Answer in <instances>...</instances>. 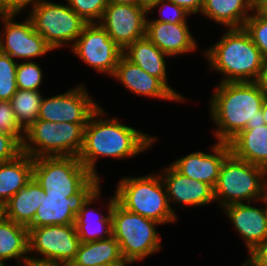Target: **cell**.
I'll return each instance as SVG.
<instances>
[{"instance_id": "45", "label": "cell", "mask_w": 267, "mask_h": 266, "mask_svg": "<svg viewBox=\"0 0 267 266\" xmlns=\"http://www.w3.org/2000/svg\"><path fill=\"white\" fill-rule=\"evenodd\" d=\"M5 217L4 205L0 203V220Z\"/></svg>"}, {"instance_id": "32", "label": "cell", "mask_w": 267, "mask_h": 266, "mask_svg": "<svg viewBox=\"0 0 267 266\" xmlns=\"http://www.w3.org/2000/svg\"><path fill=\"white\" fill-rule=\"evenodd\" d=\"M243 28L261 54L267 58V18L260 12H252Z\"/></svg>"}, {"instance_id": "29", "label": "cell", "mask_w": 267, "mask_h": 266, "mask_svg": "<svg viewBox=\"0 0 267 266\" xmlns=\"http://www.w3.org/2000/svg\"><path fill=\"white\" fill-rule=\"evenodd\" d=\"M42 99L43 94L40 91L20 89L10 99L16 119L24 130L38 119Z\"/></svg>"}, {"instance_id": "44", "label": "cell", "mask_w": 267, "mask_h": 266, "mask_svg": "<svg viewBox=\"0 0 267 266\" xmlns=\"http://www.w3.org/2000/svg\"><path fill=\"white\" fill-rule=\"evenodd\" d=\"M261 111L263 113L265 124L267 125V96L264 99V102L262 104Z\"/></svg>"}, {"instance_id": "21", "label": "cell", "mask_w": 267, "mask_h": 266, "mask_svg": "<svg viewBox=\"0 0 267 266\" xmlns=\"http://www.w3.org/2000/svg\"><path fill=\"white\" fill-rule=\"evenodd\" d=\"M101 194V187H99L83 204V207L76 215L75 228L80 243L105 240L112 237L111 211L117 199L115 193L114 196H110L108 202L105 203L107 213L104 215L103 213L101 214L99 209L96 210L95 207H90L91 204L100 199Z\"/></svg>"}, {"instance_id": "42", "label": "cell", "mask_w": 267, "mask_h": 266, "mask_svg": "<svg viewBox=\"0 0 267 266\" xmlns=\"http://www.w3.org/2000/svg\"><path fill=\"white\" fill-rule=\"evenodd\" d=\"M108 2L114 4L140 5V0H108Z\"/></svg>"}, {"instance_id": "49", "label": "cell", "mask_w": 267, "mask_h": 266, "mask_svg": "<svg viewBox=\"0 0 267 266\" xmlns=\"http://www.w3.org/2000/svg\"><path fill=\"white\" fill-rule=\"evenodd\" d=\"M0 266H5V264L0 260Z\"/></svg>"}, {"instance_id": "41", "label": "cell", "mask_w": 267, "mask_h": 266, "mask_svg": "<svg viewBox=\"0 0 267 266\" xmlns=\"http://www.w3.org/2000/svg\"><path fill=\"white\" fill-rule=\"evenodd\" d=\"M253 12H259L267 5V0H249Z\"/></svg>"}, {"instance_id": "13", "label": "cell", "mask_w": 267, "mask_h": 266, "mask_svg": "<svg viewBox=\"0 0 267 266\" xmlns=\"http://www.w3.org/2000/svg\"><path fill=\"white\" fill-rule=\"evenodd\" d=\"M84 84L55 96L43 97L38 119L54 123L69 122L85 127L100 107L88 94Z\"/></svg>"}, {"instance_id": "46", "label": "cell", "mask_w": 267, "mask_h": 266, "mask_svg": "<svg viewBox=\"0 0 267 266\" xmlns=\"http://www.w3.org/2000/svg\"><path fill=\"white\" fill-rule=\"evenodd\" d=\"M263 16L267 18V5L259 11Z\"/></svg>"}, {"instance_id": "23", "label": "cell", "mask_w": 267, "mask_h": 266, "mask_svg": "<svg viewBox=\"0 0 267 266\" xmlns=\"http://www.w3.org/2000/svg\"><path fill=\"white\" fill-rule=\"evenodd\" d=\"M230 152L267 170V125L254 126L240 131L229 142Z\"/></svg>"}, {"instance_id": "30", "label": "cell", "mask_w": 267, "mask_h": 266, "mask_svg": "<svg viewBox=\"0 0 267 266\" xmlns=\"http://www.w3.org/2000/svg\"><path fill=\"white\" fill-rule=\"evenodd\" d=\"M18 62L0 52V100L10 101L17 91L16 70Z\"/></svg>"}, {"instance_id": "22", "label": "cell", "mask_w": 267, "mask_h": 266, "mask_svg": "<svg viewBox=\"0 0 267 266\" xmlns=\"http://www.w3.org/2000/svg\"><path fill=\"white\" fill-rule=\"evenodd\" d=\"M123 54L148 74L159 78L181 101L186 97L175 91L167 82L166 57L169 55L161 51L146 36L130 44Z\"/></svg>"}, {"instance_id": "33", "label": "cell", "mask_w": 267, "mask_h": 266, "mask_svg": "<svg viewBox=\"0 0 267 266\" xmlns=\"http://www.w3.org/2000/svg\"><path fill=\"white\" fill-rule=\"evenodd\" d=\"M85 22L99 23L104 10L108 6V0H65Z\"/></svg>"}, {"instance_id": "3", "label": "cell", "mask_w": 267, "mask_h": 266, "mask_svg": "<svg viewBox=\"0 0 267 266\" xmlns=\"http://www.w3.org/2000/svg\"><path fill=\"white\" fill-rule=\"evenodd\" d=\"M204 51L209 67L224 77L220 82H255L265 57L244 28H229Z\"/></svg>"}, {"instance_id": "31", "label": "cell", "mask_w": 267, "mask_h": 266, "mask_svg": "<svg viewBox=\"0 0 267 266\" xmlns=\"http://www.w3.org/2000/svg\"><path fill=\"white\" fill-rule=\"evenodd\" d=\"M43 75L41 67L36 62L32 60L18 62L16 70L17 89L40 91Z\"/></svg>"}, {"instance_id": "5", "label": "cell", "mask_w": 267, "mask_h": 266, "mask_svg": "<svg viewBox=\"0 0 267 266\" xmlns=\"http://www.w3.org/2000/svg\"><path fill=\"white\" fill-rule=\"evenodd\" d=\"M267 170L235 157H225L214 188V199L221 208L231 204L259 202L266 198Z\"/></svg>"}, {"instance_id": "11", "label": "cell", "mask_w": 267, "mask_h": 266, "mask_svg": "<svg viewBox=\"0 0 267 266\" xmlns=\"http://www.w3.org/2000/svg\"><path fill=\"white\" fill-rule=\"evenodd\" d=\"M100 180L101 177L92 176L70 197L68 194L43 192L42 202L27 228L75 224L76 215L83 204L101 187Z\"/></svg>"}, {"instance_id": "6", "label": "cell", "mask_w": 267, "mask_h": 266, "mask_svg": "<svg viewBox=\"0 0 267 266\" xmlns=\"http://www.w3.org/2000/svg\"><path fill=\"white\" fill-rule=\"evenodd\" d=\"M112 236L119 243L128 265L139 262L161 250L157 226L162 225L139 214L127 211L117 201L111 211Z\"/></svg>"}, {"instance_id": "19", "label": "cell", "mask_w": 267, "mask_h": 266, "mask_svg": "<svg viewBox=\"0 0 267 266\" xmlns=\"http://www.w3.org/2000/svg\"><path fill=\"white\" fill-rule=\"evenodd\" d=\"M120 81L133 94L155 99L182 102L159 78L148 74L130 61L124 54L119 58L111 76Z\"/></svg>"}, {"instance_id": "24", "label": "cell", "mask_w": 267, "mask_h": 266, "mask_svg": "<svg viewBox=\"0 0 267 266\" xmlns=\"http://www.w3.org/2000/svg\"><path fill=\"white\" fill-rule=\"evenodd\" d=\"M28 228L4 217L0 220V260H16V266L30 264ZM6 262V263H5Z\"/></svg>"}, {"instance_id": "40", "label": "cell", "mask_w": 267, "mask_h": 266, "mask_svg": "<svg viewBox=\"0 0 267 266\" xmlns=\"http://www.w3.org/2000/svg\"><path fill=\"white\" fill-rule=\"evenodd\" d=\"M256 82L258 83L264 94L267 96V58L264 59L260 76Z\"/></svg>"}, {"instance_id": "26", "label": "cell", "mask_w": 267, "mask_h": 266, "mask_svg": "<svg viewBox=\"0 0 267 266\" xmlns=\"http://www.w3.org/2000/svg\"><path fill=\"white\" fill-rule=\"evenodd\" d=\"M32 177L33 158L26 153L0 163V203L5 205Z\"/></svg>"}, {"instance_id": "4", "label": "cell", "mask_w": 267, "mask_h": 266, "mask_svg": "<svg viewBox=\"0 0 267 266\" xmlns=\"http://www.w3.org/2000/svg\"><path fill=\"white\" fill-rule=\"evenodd\" d=\"M115 196L127 211L139 214L160 224L175 223L178 217L170 208L165 185L160 173L123 177Z\"/></svg>"}, {"instance_id": "27", "label": "cell", "mask_w": 267, "mask_h": 266, "mask_svg": "<svg viewBox=\"0 0 267 266\" xmlns=\"http://www.w3.org/2000/svg\"><path fill=\"white\" fill-rule=\"evenodd\" d=\"M106 264L127 266L119 243L112 236L109 239L80 243L74 261L70 266H93Z\"/></svg>"}, {"instance_id": "1", "label": "cell", "mask_w": 267, "mask_h": 266, "mask_svg": "<svg viewBox=\"0 0 267 266\" xmlns=\"http://www.w3.org/2000/svg\"><path fill=\"white\" fill-rule=\"evenodd\" d=\"M105 114L107 112L100 106L90 117L78 155L81 163L97 177H101L96 170L99 157L132 158L152 148L157 141V137L122 124L117 117L106 118Z\"/></svg>"}, {"instance_id": "50", "label": "cell", "mask_w": 267, "mask_h": 266, "mask_svg": "<svg viewBox=\"0 0 267 266\" xmlns=\"http://www.w3.org/2000/svg\"><path fill=\"white\" fill-rule=\"evenodd\" d=\"M241 266H248V265L243 261V263L241 264Z\"/></svg>"}, {"instance_id": "48", "label": "cell", "mask_w": 267, "mask_h": 266, "mask_svg": "<svg viewBox=\"0 0 267 266\" xmlns=\"http://www.w3.org/2000/svg\"><path fill=\"white\" fill-rule=\"evenodd\" d=\"M93 266H114V265L96 264V265H93Z\"/></svg>"}, {"instance_id": "37", "label": "cell", "mask_w": 267, "mask_h": 266, "mask_svg": "<svg viewBox=\"0 0 267 266\" xmlns=\"http://www.w3.org/2000/svg\"><path fill=\"white\" fill-rule=\"evenodd\" d=\"M44 0H0V15L1 14H14L18 15L23 9H27L31 4L33 9Z\"/></svg>"}, {"instance_id": "14", "label": "cell", "mask_w": 267, "mask_h": 266, "mask_svg": "<svg viewBox=\"0 0 267 266\" xmlns=\"http://www.w3.org/2000/svg\"><path fill=\"white\" fill-rule=\"evenodd\" d=\"M16 16L18 15H0L2 20L0 52L8 54L18 62L19 58L31 61L33 58L45 56L48 52L53 51L45 39L34 30L28 17L19 23L14 20Z\"/></svg>"}, {"instance_id": "12", "label": "cell", "mask_w": 267, "mask_h": 266, "mask_svg": "<svg viewBox=\"0 0 267 266\" xmlns=\"http://www.w3.org/2000/svg\"><path fill=\"white\" fill-rule=\"evenodd\" d=\"M70 50L94 71L110 78L123 54L99 23L87 24Z\"/></svg>"}, {"instance_id": "34", "label": "cell", "mask_w": 267, "mask_h": 266, "mask_svg": "<svg viewBox=\"0 0 267 266\" xmlns=\"http://www.w3.org/2000/svg\"><path fill=\"white\" fill-rule=\"evenodd\" d=\"M154 8L159 9V18L151 19L147 17L146 21H158V22H167V23H188L187 17L191 15L182 7H179L175 3H172L169 0H162L148 9V13L154 11ZM167 9V10H165ZM151 19V20H150Z\"/></svg>"}, {"instance_id": "38", "label": "cell", "mask_w": 267, "mask_h": 266, "mask_svg": "<svg viewBox=\"0 0 267 266\" xmlns=\"http://www.w3.org/2000/svg\"><path fill=\"white\" fill-rule=\"evenodd\" d=\"M248 266H267V240L258 244L244 261Z\"/></svg>"}, {"instance_id": "35", "label": "cell", "mask_w": 267, "mask_h": 266, "mask_svg": "<svg viewBox=\"0 0 267 266\" xmlns=\"http://www.w3.org/2000/svg\"><path fill=\"white\" fill-rule=\"evenodd\" d=\"M0 132L14 136L21 144H23L25 130L17 121L10 101L0 100Z\"/></svg>"}, {"instance_id": "15", "label": "cell", "mask_w": 267, "mask_h": 266, "mask_svg": "<svg viewBox=\"0 0 267 266\" xmlns=\"http://www.w3.org/2000/svg\"><path fill=\"white\" fill-rule=\"evenodd\" d=\"M148 10L142 5L109 3L99 24L124 51L137 39L146 36Z\"/></svg>"}, {"instance_id": "16", "label": "cell", "mask_w": 267, "mask_h": 266, "mask_svg": "<svg viewBox=\"0 0 267 266\" xmlns=\"http://www.w3.org/2000/svg\"><path fill=\"white\" fill-rule=\"evenodd\" d=\"M160 172L170 208L176 216L178 214L172 207L173 204L181 205L183 208L184 206L186 208L187 206L201 207L210 203L214 204V189L207 183L182 175L171 164L165 166Z\"/></svg>"}, {"instance_id": "43", "label": "cell", "mask_w": 267, "mask_h": 266, "mask_svg": "<svg viewBox=\"0 0 267 266\" xmlns=\"http://www.w3.org/2000/svg\"><path fill=\"white\" fill-rule=\"evenodd\" d=\"M162 0H140V5H142L147 10L154 4L161 2Z\"/></svg>"}, {"instance_id": "10", "label": "cell", "mask_w": 267, "mask_h": 266, "mask_svg": "<svg viewBox=\"0 0 267 266\" xmlns=\"http://www.w3.org/2000/svg\"><path fill=\"white\" fill-rule=\"evenodd\" d=\"M93 175L75 156L33 158V177L44 192L76 193Z\"/></svg>"}, {"instance_id": "25", "label": "cell", "mask_w": 267, "mask_h": 266, "mask_svg": "<svg viewBox=\"0 0 267 266\" xmlns=\"http://www.w3.org/2000/svg\"><path fill=\"white\" fill-rule=\"evenodd\" d=\"M43 192L41 185L32 177L26 186L4 205L5 217L28 227L33 222L36 210L42 202Z\"/></svg>"}, {"instance_id": "9", "label": "cell", "mask_w": 267, "mask_h": 266, "mask_svg": "<svg viewBox=\"0 0 267 266\" xmlns=\"http://www.w3.org/2000/svg\"><path fill=\"white\" fill-rule=\"evenodd\" d=\"M28 243L30 264L70 266L80 240L75 224L50 225L28 228Z\"/></svg>"}, {"instance_id": "47", "label": "cell", "mask_w": 267, "mask_h": 266, "mask_svg": "<svg viewBox=\"0 0 267 266\" xmlns=\"http://www.w3.org/2000/svg\"><path fill=\"white\" fill-rule=\"evenodd\" d=\"M36 266H59V265H45V264H36Z\"/></svg>"}, {"instance_id": "2", "label": "cell", "mask_w": 267, "mask_h": 266, "mask_svg": "<svg viewBox=\"0 0 267 266\" xmlns=\"http://www.w3.org/2000/svg\"><path fill=\"white\" fill-rule=\"evenodd\" d=\"M265 97L256 81L219 82L209 102L217 142L228 143L244 129L265 125L261 111Z\"/></svg>"}, {"instance_id": "28", "label": "cell", "mask_w": 267, "mask_h": 266, "mask_svg": "<svg viewBox=\"0 0 267 266\" xmlns=\"http://www.w3.org/2000/svg\"><path fill=\"white\" fill-rule=\"evenodd\" d=\"M249 0H205L201 15L229 28H243L252 13Z\"/></svg>"}, {"instance_id": "36", "label": "cell", "mask_w": 267, "mask_h": 266, "mask_svg": "<svg viewBox=\"0 0 267 266\" xmlns=\"http://www.w3.org/2000/svg\"><path fill=\"white\" fill-rule=\"evenodd\" d=\"M22 153V144L12 135L0 132V163L13 160Z\"/></svg>"}, {"instance_id": "18", "label": "cell", "mask_w": 267, "mask_h": 266, "mask_svg": "<svg viewBox=\"0 0 267 266\" xmlns=\"http://www.w3.org/2000/svg\"><path fill=\"white\" fill-rule=\"evenodd\" d=\"M211 153L195 151L170 163L182 175L198 180L215 188L221 165L230 153L229 143L211 144Z\"/></svg>"}, {"instance_id": "7", "label": "cell", "mask_w": 267, "mask_h": 266, "mask_svg": "<svg viewBox=\"0 0 267 266\" xmlns=\"http://www.w3.org/2000/svg\"><path fill=\"white\" fill-rule=\"evenodd\" d=\"M83 137L84 127L81 124L37 119L25 130L22 152L32 158L78 157L83 146Z\"/></svg>"}, {"instance_id": "17", "label": "cell", "mask_w": 267, "mask_h": 266, "mask_svg": "<svg viewBox=\"0 0 267 266\" xmlns=\"http://www.w3.org/2000/svg\"><path fill=\"white\" fill-rule=\"evenodd\" d=\"M260 202L266 204V207L252 206V202H247L222 208L239 236L241 235L248 253L267 240V197Z\"/></svg>"}, {"instance_id": "20", "label": "cell", "mask_w": 267, "mask_h": 266, "mask_svg": "<svg viewBox=\"0 0 267 266\" xmlns=\"http://www.w3.org/2000/svg\"><path fill=\"white\" fill-rule=\"evenodd\" d=\"M189 29L188 23L146 21V37L170 57L197 50L198 41Z\"/></svg>"}, {"instance_id": "8", "label": "cell", "mask_w": 267, "mask_h": 266, "mask_svg": "<svg viewBox=\"0 0 267 266\" xmlns=\"http://www.w3.org/2000/svg\"><path fill=\"white\" fill-rule=\"evenodd\" d=\"M27 17L31 20L34 30L53 50L67 44L71 49L88 24L67 3L58 4L49 0H44L31 9Z\"/></svg>"}, {"instance_id": "39", "label": "cell", "mask_w": 267, "mask_h": 266, "mask_svg": "<svg viewBox=\"0 0 267 266\" xmlns=\"http://www.w3.org/2000/svg\"><path fill=\"white\" fill-rule=\"evenodd\" d=\"M190 14L201 13L205 0H169Z\"/></svg>"}]
</instances>
